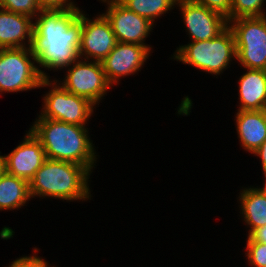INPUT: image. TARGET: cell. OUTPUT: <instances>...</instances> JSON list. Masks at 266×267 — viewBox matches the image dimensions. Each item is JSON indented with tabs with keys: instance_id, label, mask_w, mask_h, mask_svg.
<instances>
[{
	"instance_id": "cell-1",
	"label": "cell",
	"mask_w": 266,
	"mask_h": 267,
	"mask_svg": "<svg viewBox=\"0 0 266 267\" xmlns=\"http://www.w3.org/2000/svg\"><path fill=\"white\" fill-rule=\"evenodd\" d=\"M35 19L32 48L36 63L48 70L70 67L79 58L82 11L41 10Z\"/></svg>"
},
{
	"instance_id": "cell-2",
	"label": "cell",
	"mask_w": 266,
	"mask_h": 267,
	"mask_svg": "<svg viewBox=\"0 0 266 267\" xmlns=\"http://www.w3.org/2000/svg\"><path fill=\"white\" fill-rule=\"evenodd\" d=\"M30 131L41 142L48 159L76 163L90 171L94 167L96 153L85 126L39 116Z\"/></svg>"
},
{
	"instance_id": "cell-3",
	"label": "cell",
	"mask_w": 266,
	"mask_h": 267,
	"mask_svg": "<svg viewBox=\"0 0 266 267\" xmlns=\"http://www.w3.org/2000/svg\"><path fill=\"white\" fill-rule=\"evenodd\" d=\"M90 171L76 163L46 159L41 168L29 181L31 197H55L62 200L89 199Z\"/></svg>"
},
{
	"instance_id": "cell-4",
	"label": "cell",
	"mask_w": 266,
	"mask_h": 267,
	"mask_svg": "<svg viewBox=\"0 0 266 267\" xmlns=\"http://www.w3.org/2000/svg\"><path fill=\"white\" fill-rule=\"evenodd\" d=\"M173 57L182 63L219 75L227 69L231 58L236 59L234 34L227 27L213 39L192 41L188 45L180 46Z\"/></svg>"
},
{
	"instance_id": "cell-5",
	"label": "cell",
	"mask_w": 266,
	"mask_h": 267,
	"mask_svg": "<svg viewBox=\"0 0 266 267\" xmlns=\"http://www.w3.org/2000/svg\"><path fill=\"white\" fill-rule=\"evenodd\" d=\"M35 62L36 55L32 47L0 49V92L39 88L42 79L49 76L34 65Z\"/></svg>"
},
{
	"instance_id": "cell-6",
	"label": "cell",
	"mask_w": 266,
	"mask_h": 267,
	"mask_svg": "<svg viewBox=\"0 0 266 267\" xmlns=\"http://www.w3.org/2000/svg\"><path fill=\"white\" fill-rule=\"evenodd\" d=\"M232 24V25H230ZM236 45V59L246 69L266 70V16L228 21Z\"/></svg>"
},
{
	"instance_id": "cell-7",
	"label": "cell",
	"mask_w": 266,
	"mask_h": 267,
	"mask_svg": "<svg viewBox=\"0 0 266 267\" xmlns=\"http://www.w3.org/2000/svg\"><path fill=\"white\" fill-rule=\"evenodd\" d=\"M54 82V83H52ZM57 80L49 81L43 78L39 87L53 86L52 89L43 97L44 107L39 115L41 118H48L69 124L85 126L88 118L91 117L94 109L88 99L72 94L63 86L58 85Z\"/></svg>"
},
{
	"instance_id": "cell-8",
	"label": "cell",
	"mask_w": 266,
	"mask_h": 267,
	"mask_svg": "<svg viewBox=\"0 0 266 267\" xmlns=\"http://www.w3.org/2000/svg\"><path fill=\"white\" fill-rule=\"evenodd\" d=\"M79 58L72 63L61 85L70 93L88 99L96 105L100 102L111 84L99 61H86ZM90 62V63H89Z\"/></svg>"
},
{
	"instance_id": "cell-9",
	"label": "cell",
	"mask_w": 266,
	"mask_h": 267,
	"mask_svg": "<svg viewBox=\"0 0 266 267\" xmlns=\"http://www.w3.org/2000/svg\"><path fill=\"white\" fill-rule=\"evenodd\" d=\"M108 8L103 15L109 21L117 42L151 47L143 43L153 27L148 19L128 10L118 0H101Z\"/></svg>"
},
{
	"instance_id": "cell-10",
	"label": "cell",
	"mask_w": 266,
	"mask_h": 267,
	"mask_svg": "<svg viewBox=\"0 0 266 267\" xmlns=\"http://www.w3.org/2000/svg\"><path fill=\"white\" fill-rule=\"evenodd\" d=\"M192 41L210 40L228 27L227 18L193 0H177Z\"/></svg>"
},
{
	"instance_id": "cell-11",
	"label": "cell",
	"mask_w": 266,
	"mask_h": 267,
	"mask_svg": "<svg viewBox=\"0 0 266 267\" xmlns=\"http://www.w3.org/2000/svg\"><path fill=\"white\" fill-rule=\"evenodd\" d=\"M88 19L82 13L81 44L78 51L79 59L84 56L85 60L94 59L101 62L115 47L117 40L111 25L102 14Z\"/></svg>"
},
{
	"instance_id": "cell-12",
	"label": "cell",
	"mask_w": 266,
	"mask_h": 267,
	"mask_svg": "<svg viewBox=\"0 0 266 267\" xmlns=\"http://www.w3.org/2000/svg\"><path fill=\"white\" fill-rule=\"evenodd\" d=\"M150 50L146 46L117 42L113 50L101 61L108 82L118 83L120 77L131 75L144 65Z\"/></svg>"
},
{
	"instance_id": "cell-13",
	"label": "cell",
	"mask_w": 266,
	"mask_h": 267,
	"mask_svg": "<svg viewBox=\"0 0 266 267\" xmlns=\"http://www.w3.org/2000/svg\"><path fill=\"white\" fill-rule=\"evenodd\" d=\"M46 159L41 142L29 130L23 142L5 156L6 173L29 182Z\"/></svg>"
},
{
	"instance_id": "cell-14",
	"label": "cell",
	"mask_w": 266,
	"mask_h": 267,
	"mask_svg": "<svg viewBox=\"0 0 266 267\" xmlns=\"http://www.w3.org/2000/svg\"><path fill=\"white\" fill-rule=\"evenodd\" d=\"M34 23L31 17L0 9V49L25 48L33 45ZM23 41V42H22ZM24 43V44H23Z\"/></svg>"
},
{
	"instance_id": "cell-15",
	"label": "cell",
	"mask_w": 266,
	"mask_h": 267,
	"mask_svg": "<svg viewBox=\"0 0 266 267\" xmlns=\"http://www.w3.org/2000/svg\"><path fill=\"white\" fill-rule=\"evenodd\" d=\"M235 117L239 141L252 154L266 140V113L264 110H238Z\"/></svg>"
},
{
	"instance_id": "cell-16",
	"label": "cell",
	"mask_w": 266,
	"mask_h": 267,
	"mask_svg": "<svg viewBox=\"0 0 266 267\" xmlns=\"http://www.w3.org/2000/svg\"><path fill=\"white\" fill-rule=\"evenodd\" d=\"M238 110H263L266 103V70L247 69L239 79Z\"/></svg>"
},
{
	"instance_id": "cell-17",
	"label": "cell",
	"mask_w": 266,
	"mask_h": 267,
	"mask_svg": "<svg viewBox=\"0 0 266 267\" xmlns=\"http://www.w3.org/2000/svg\"><path fill=\"white\" fill-rule=\"evenodd\" d=\"M241 210L244 221L250 225L248 236L266 225V191L262 188H248L240 193Z\"/></svg>"
},
{
	"instance_id": "cell-18",
	"label": "cell",
	"mask_w": 266,
	"mask_h": 267,
	"mask_svg": "<svg viewBox=\"0 0 266 267\" xmlns=\"http://www.w3.org/2000/svg\"><path fill=\"white\" fill-rule=\"evenodd\" d=\"M30 198L27 180L8 173L0 177V210L21 208Z\"/></svg>"
},
{
	"instance_id": "cell-19",
	"label": "cell",
	"mask_w": 266,
	"mask_h": 267,
	"mask_svg": "<svg viewBox=\"0 0 266 267\" xmlns=\"http://www.w3.org/2000/svg\"><path fill=\"white\" fill-rule=\"evenodd\" d=\"M128 10L154 23L157 17L174 8L177 0H118Z\"/></svg>"
},
{
	"instance_id": "cell-20",
	"label": "cell",
	"mask_w": 266,
	"mask_h": 267,
	"mask_svg": "<svg viewBox=\"0 0 266 267\" xmlns=\"http://www.w3.org/2000/svg\"><path fill=\"white\" fill-rule=\"evenodd\" d=\"M265 0H232L230 20L239 17H264L262 7ZM263 3V4H262Z\"/></svg>"
},
{
	"instance_id": "cell-21",
	"label": "cell",
	"mask_w": 266,
	"mask_h": 267,
	"mask_svg": "<svg viewBox=\"0 0 266 267\" xmlns=\"http://www.w3.org/2000/svg\"><path fill=\"white\" fill-rule=\"evenodd\" d=\"M0 8L29 16L32 19L41 11L36 0H0Z\"/></svg>"
},
{
	"instance_id": "cell-22",
	"label": "cell",
	"mask_w": 266,
	"mask_h": 267,
	"mask_svg": "<svg viewBox=\"0 0 266 267\" xmlns=\"http://www.w3.org/2000/svg\"><path fill=\"white\" fill-rule=\"evenodd\" d=\"M246 251L248 262L254 267H266V244L248 236Z\"/></svg>"
},
{
	"instance_id": "cell-23",
	"label": "cell",
	"mask_w": 266,
	"mask_h": 267,
	"mask_svg": "<svg viewBox=\"0 0 266 267\" xmlns=\"http://www.w3.org/2000/svg\"><path fill=\"white\" fill-rule=\"evenodd\" d=\"M208 9H211L215 12L220 13L227 21L230 20V7L232 4V0H193Z\"/></svg>"
},
{
	"instance_id": "cell-24",
	"label": "cell",
	"mask_w": 266,
	"mask_h": 267,
	"mask_svg": "<svg viewBox=\"0 0 266 267\" xmlns=\"http://www.w3.org/2000/svg\"><path fill=\"white\" fill-rule=\"evenodd\" d=\"M41 10H71L79 9L70 0H36Z\"/></svg>"
},
{
	"instance_id": "cell-25",
	"label": "cell",
	"mask_w": 266,
	"mask_h": 267,
	"mask_svg": "<svg viewBox=\"0 0 266 267\" xmlns=\"http://www.w3.org/2000/svg\"><path fill=\"white\" fill-rule=\"evenodd\" d=\"M9 267H48V263L37 256H25L14 260Z\"/></svg>"
},
{
	"instance_id": "cell-26",
	"label": "cell",
	"mask_w": 266,
	"mask_h": 267,
	"mask_svg": "<svg viewBox=\"0 0 266 267\" xmlns=\"http://www.w3.org/2000/svg\"><path fill=\"white\" fill-rule=\"evenodd\" d=\"M249 236L254 241L266 244V225L254 230Z\"/></svg>"
},
{
	"instance_id": "cell-27",
	"label": "cell",
	"mask_w": 266,
	"mask_h": 267,
	"mask_svg": "<svg viewBox=\"0 0 266 267\" xmlns=\"http://www.w3.org/2000/svg\"><path fill=\"white\" fill-rule=\"evenodd\" d=\"M259 156L262 160V170L266 171V140L262 143V145L253 153Z\"/></svg>"
},
{
	"instance_id": "cell-28",
	"label": "cell",
	"mask_w": 266,
	"mask_h": 267,
	"mask_svg": "<svg viewBox=\"0 0 266 267\" xmlns=\"http://www.w3.org/2000/svg\"><path fill=\"white\" fill-rule=\"evenodd\" d=\"M6 173L5 156L0 155V177Z\"/></svg>"
},
{
	"instance_id": "cell-29",
	"label": "cell",
	"mask_w": 266,
	"mask_h": 267,
	"mask_svg": "<svg viewBox=\"0 0 266 267\" xmlns=\"http://www.w3.org/2000/svg\"><path fill=\"white\" fill-rule=\"evenodd\" d=\"M263 173H264V178L266 179V171H264ZM262 189L266 191V180H265L264 187Z\"/></svg>"
},
{
	"instance_id": "cell-30",
	"label": "cell",
	"mask_w": 266,
	"mask_h": 267,
	"mask_svg": "<svg viewBox=\"0 0 266 267\" xmlns=\"http://www.w3.org/2000/svg\"><path fill=\"white\" fill-rule=\"evenodd\" d=\"M264 111H265V113H266V103H265V106H264V109H263Z\"/></svg>"
}]
</instances>
